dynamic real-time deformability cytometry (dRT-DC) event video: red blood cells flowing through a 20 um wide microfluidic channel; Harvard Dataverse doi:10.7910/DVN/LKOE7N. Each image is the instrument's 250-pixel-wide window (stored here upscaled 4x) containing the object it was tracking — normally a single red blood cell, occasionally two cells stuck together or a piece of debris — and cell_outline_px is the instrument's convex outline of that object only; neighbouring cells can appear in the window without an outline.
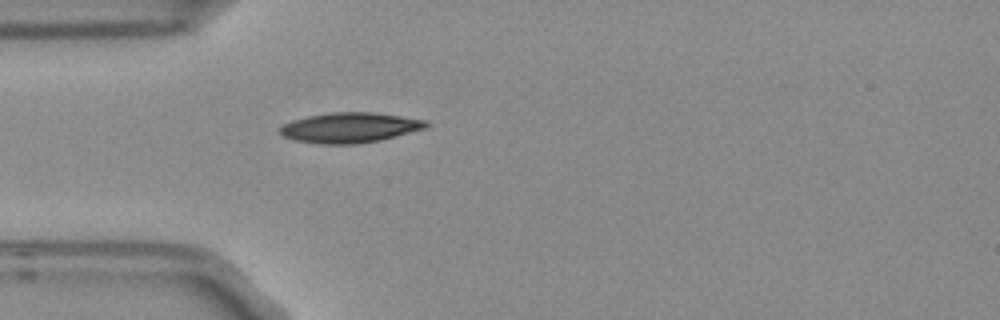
{"species": "Egyptian fruit bat (a non-hibernating species)", "species_latin": "Rousettus aegyptiacus", "temperature_condition": "room temperature", "stored_images_in_passage": 1, "camera_frame_rate_fps": 3000, "um_per_image_px": 0.085, "frame": {"image": 1, "passage_image": 1, "time_ms": 0.0, "image_size_px": [1000, 320], "cell_outline_px": [[432, 124], [428, 128], [380, 140], [356, 144], [320, 144], [296, 140], [284, 136], [280, 132], [280, 128], [284, 124], [292, 120], [308, 116], [328, 112], [372, 112], [400, 116], [424, 120]], "centroid_in_image_um": [29.77, 10.84], "position_along_channel_um": 55.2, "area_um2": 25.66}}